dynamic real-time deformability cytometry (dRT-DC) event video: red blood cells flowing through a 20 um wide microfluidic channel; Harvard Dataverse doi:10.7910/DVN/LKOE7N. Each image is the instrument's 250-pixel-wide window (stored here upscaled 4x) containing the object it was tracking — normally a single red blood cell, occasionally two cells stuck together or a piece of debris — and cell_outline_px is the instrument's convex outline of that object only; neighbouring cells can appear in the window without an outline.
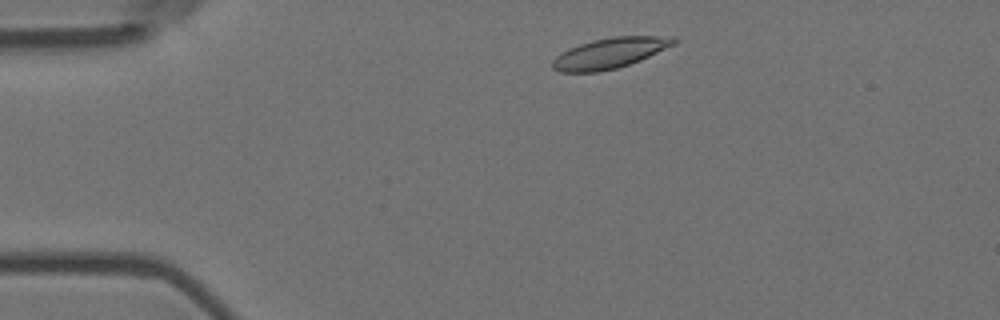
{"species": "Egyptian fruit bat (a non-hibernating species)", "species_latin": "Rousettus aegyptiacus", "temperature_condition": "room temperature", "stored_images_in_passage": 7, "camera_frame_rate_fps": 3000, "um_per_image_px": 0.085, "animal": {"sex": "female"}, "frame": {"image": 1, "passage_image": 1, "time_ms": 0.0, "image_size_px": [1000, 320], "cell_outline_px": [[680, 40], [676, 44], [640, 60], [616, 68], [600, 72], [560, 72], [552, 68], [552, 60], [560, 52], [568, 48], [592, 40], [612, 36], [676, 36]], "centroid_in_image_um": [51.85, 4.5], "position_along_channel_um": 33.1, "area_um2": 21.79}}
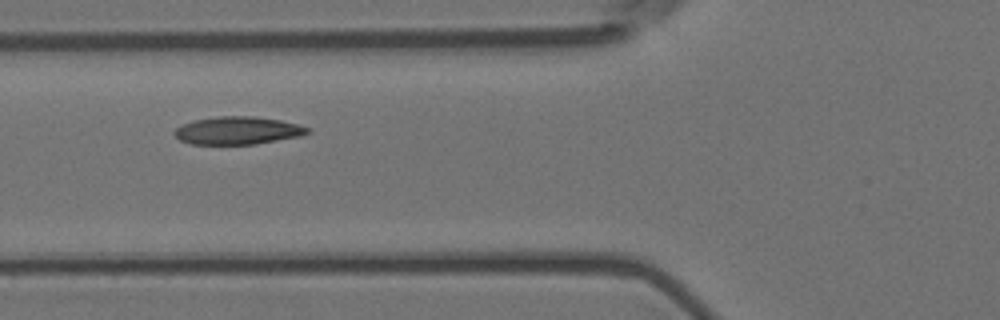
{"frame": {"image": 2, "passage_image": 4, "time_ms": 1.0, "image_size_px": [1000, 320], "cell_outline_px": [[312, 132], [300, 136], [256, 144], [192, 144], [180, 140], [172, 132], [180, 124], [196, 120], [216, 116], [252, 116], [280, 120], [312, 128]], "centroid_in_image_um": [20.21, 11.09], "position_along_channel_um": 105.6, "area_um2": 21.62}}
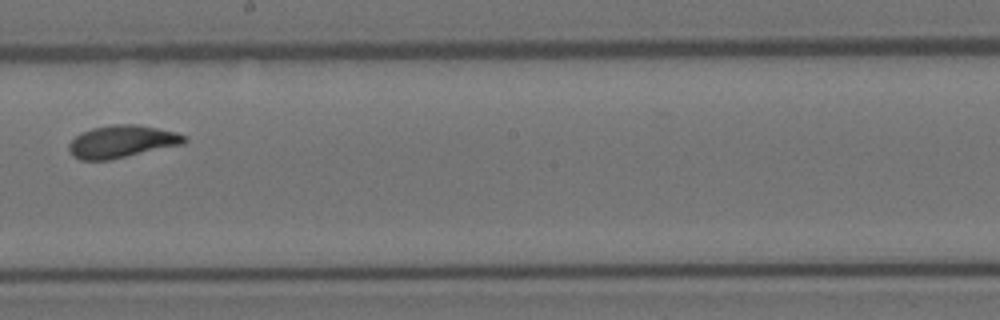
{"frame": {"image": 3, "passage_image": 7, "time_ms": 2.0, "image_size_px": [1000, 320], "cell_outline_px": [[188, 140], [184, 144], [108, 160], [80, 160], [72, 156], [68, 148], [68, 144], [80, 132], [92, 128], [116, 124], [136, 124], [176, 132], [188, 136]], "centroid_in_image_um": [10.36, 12.03], "position_along_channel_um": 237.8, "area_um2": 21.85}}